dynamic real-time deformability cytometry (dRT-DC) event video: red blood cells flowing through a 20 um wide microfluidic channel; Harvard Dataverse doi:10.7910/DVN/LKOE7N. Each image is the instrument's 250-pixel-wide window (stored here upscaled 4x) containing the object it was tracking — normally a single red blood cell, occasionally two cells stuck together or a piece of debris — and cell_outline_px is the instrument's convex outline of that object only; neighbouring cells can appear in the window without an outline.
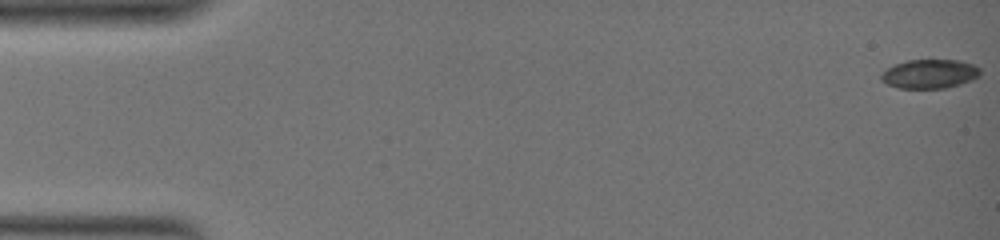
{"species": "common noctule bat (a hibernating species)", "species_latin": "Nyctalus noctula", "temperature_condition": "warm", "stored_images_in_passage": 49, "camera_frame_rate_fps": 3000, "um_per_image_px": 0.085, "animal": {"sex": "female", "body_mass_g": 19.0, "forearm_length_mm": 51.5}, "frame": {"image": 1, "passage_image": 1, "time_ms": 0.0, "image_size_px": [1000, 240], "cell_outline_px": [[980, 76], [972, 80], [960, 84], [944, 88], [900, 88], [888, 84], [880, 80], [880, 72], [896, 64], [908, 60], [960, 60], [972, 64], [980, 68]], "centroid_in_image_um": [79.02, 6.28], "position_along_channel_um": 6.0, "area_um2": 16.76}}
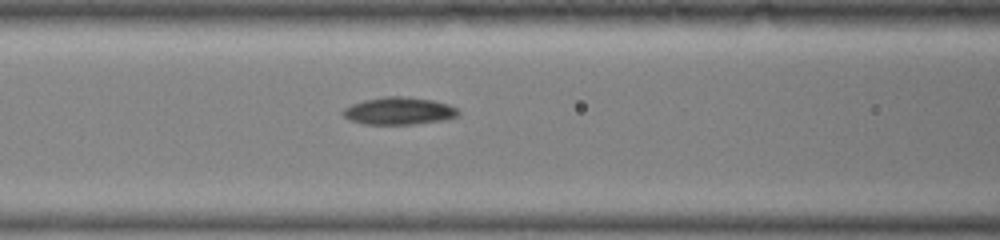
{"frame": {"image": 2, "passage_image": 22, "time_ms": 10.0, "image_size_px": [1000, 240], "cell_outline_px": [[460, 112], [456, 116], [444, 120], [412, 124], [364, 124], [348, 120], [340, 112], [344, 108], [352, 104], [364, 100], [388, 96], [400, 96], [432, 100], [448, 104], [456, 108]], "centroid_in_image_um": [33.87, 9.43], "position_along_channel_um": 132.7, "area_um2": 18.32}}
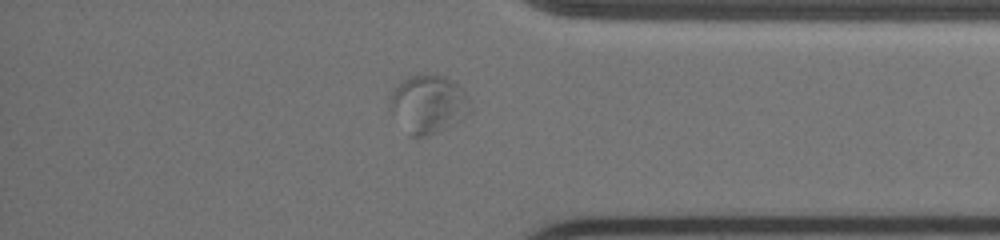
{"frame": {"image": 3, "passage_image": 42, "time_ms": 19.333, "image_size_px": [1000, 240], "cell_outline_px": [[472, 112], [468, 116], [436, 132], [424, 136], [408, 136], [388, 108], [388, 104], [392, 92], [400, 80], [408, 76], [424, 72], [444, 76], [452, 80], [464, 92], [472, 104]], "centroid_in_image_um": [36.38, 8.82], "position_along_channel_um": 398.8, "area_um2": 27.74}, "authors_computed_cell_mechanics": {"area_um2": 18.3226, "velocity_mm_per_s": 2.874, "shape_relaxation_time_tau1_ms": null, "shape_relaxation_time_tau2_ms": 2.7525, "deformation_change_tau1": null, "deformation_change_tau2": 0.0659}}